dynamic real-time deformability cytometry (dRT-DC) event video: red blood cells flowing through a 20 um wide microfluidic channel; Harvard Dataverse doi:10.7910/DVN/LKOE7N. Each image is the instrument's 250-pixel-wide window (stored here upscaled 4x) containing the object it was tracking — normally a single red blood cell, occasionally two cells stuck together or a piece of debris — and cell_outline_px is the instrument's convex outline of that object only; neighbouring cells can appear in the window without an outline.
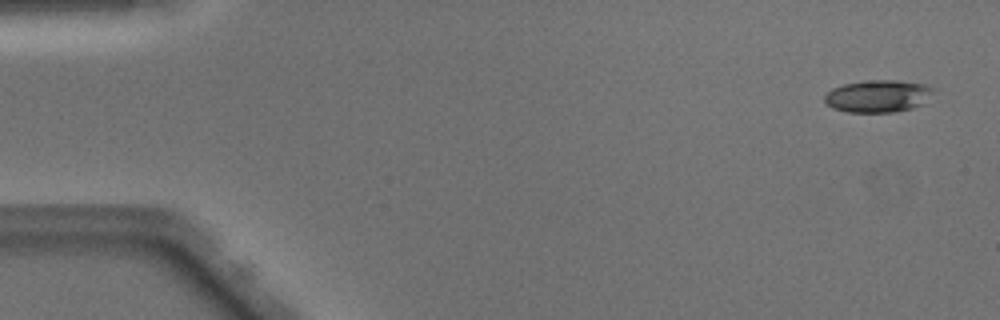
{"species": "Egyptian fruit bat (a non-hibernating species)", "species_latin": "Rousettus aegyptiacus", "temperature_condition": "warm", "stored_images_in_passage": 48, "camera_frame_rate_fps": 3000, "um_per_image_px": 0.085, "animal": {"sex": "male"}, "frame": {"image": 1, "passage_image": 1, "time_ms": 0.0, "image_size_px": [1000, 320], "cell_outline_px": [[936, 88], [924, 104], [912, 108], [896, 112], [848, 112], [832, 108], [824, 104], [824, 96], [832, 88], [844, 84], [864, 80], [896, 80], [924, 84]], "centroid_in_image_um": [74.63, 8.17], "position_along_channel_um": 10.4, "area_um2": 20.75}}
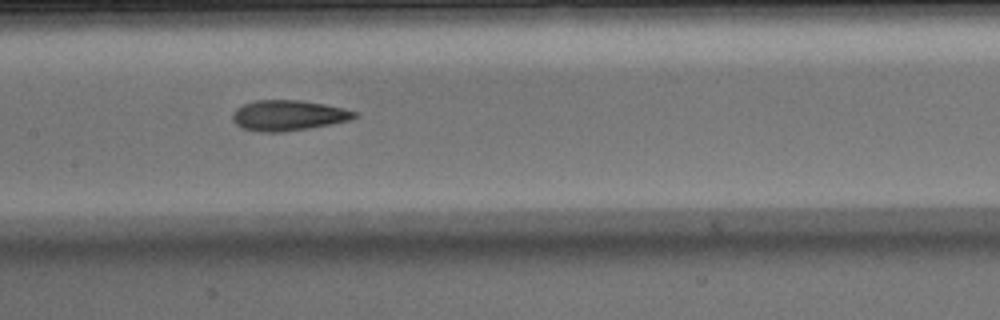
{"frame": {"image": 2, "passage_image": 23, "time_ms": 7.333, "image_size_px": [1000, 320], "cell_outline_px": [[360, 116], [352, 120], [308, 128], [284, 132], [260, 132], [240, 128], [232, 120], [232, 112], [236, 108], [244, 104], [256, 100], [300, 100], [324, 104], [344, 108], [360, 112]], "centroid_in_image_um": [24.53, 9.81], "position_along_channel_um": 182.9, "area_um2": 21.96}}
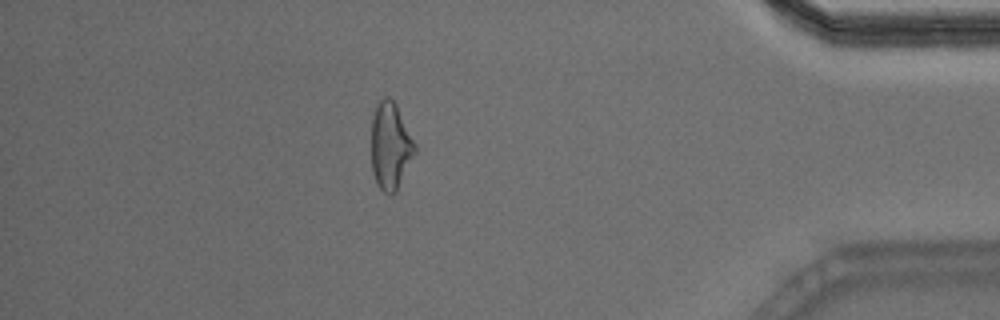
{"frame": {"image": 3, "passage_image": 42, "time_ms": 13.667, "image_size_px": [1000, 320], "cell_outline_px": [[416, 152], [396, 192], [384, 192], [376, 184], [372, 172], [372, 116], [376, 104], [384, 96], [388, 96], [396, 104], [416, 144]], "centroid_in_image_um": [33.19, 12.39], "position_along_channel_um": 402.0, "area_um2": 22.08}, "authors_computed_cell_mechanics": {"area_um2": 21.5594, "velocity_mm_per_s": 4.1004, "shape_relaxation_time_tau1_ms": null, "shape_relaxation_time_tau2_ms": 3.6317, "deformation_change_tau1": null, "deformation_change_tau2": 0.1288}}